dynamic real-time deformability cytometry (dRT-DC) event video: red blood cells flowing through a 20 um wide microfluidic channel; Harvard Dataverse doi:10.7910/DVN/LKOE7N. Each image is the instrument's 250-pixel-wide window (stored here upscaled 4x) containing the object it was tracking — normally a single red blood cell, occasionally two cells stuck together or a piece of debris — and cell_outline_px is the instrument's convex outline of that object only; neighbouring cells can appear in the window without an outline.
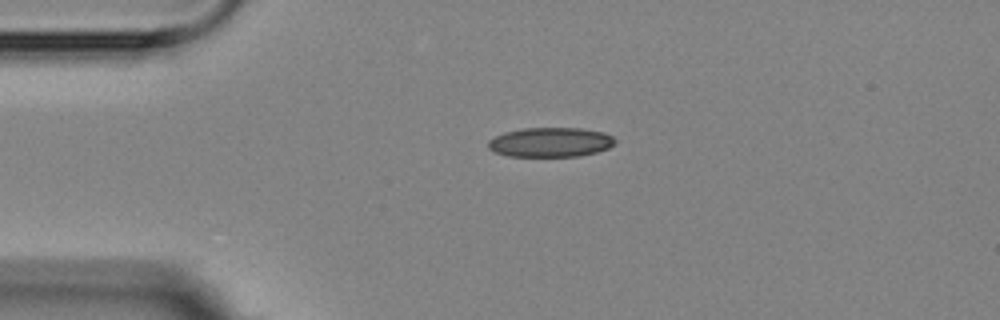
{"species": "Egyptian fruit bat (a non-hibernating species)", "species_latin": "Rousettus aegyptiacus", "temperature_condition": "room temperature", "stored_images_in_passage": 3, "camera_frame_rate_fps": 3000, "um_per_image_px": 0.085, "animal": {"sex": "female"}, "frame": {"image": 1, "passage_image": 1, "time_ms": 0.0, "image_size_px": [1000, 320], "cell_outline_px": [[616, 144], [608, 148], [596, 152], [580, 156], [508, 156], [496, 152], [488, 148], [488, 140], [504, 132], [524, 128], [580, 128], [604, 132], [612, 136], [616, 140]], "centroid_in_image_um": [46.81, 12.08], "position_along_channel_um": 38.2, "area_um2": 21.85}}
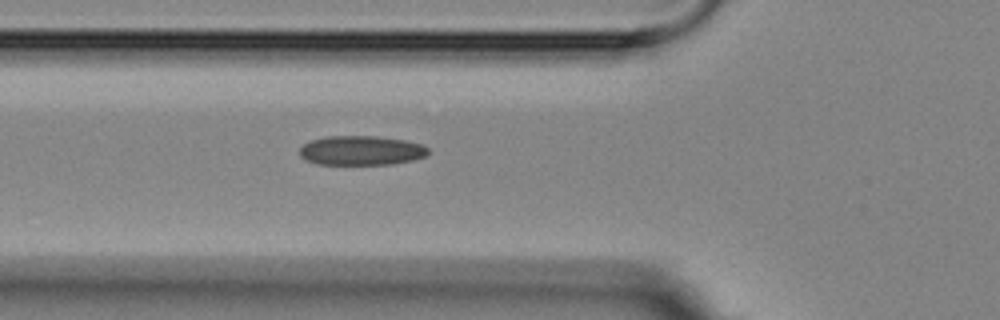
{"frame": {"image": 2, "passage_image": 3, "time_ms": 2.333, "image_size_px": [1000, 320], "cell_outline_px": [[428, 152], [424, 156], [412, 160], [392, 164], [320, 164], [308, 160], [300, 156], [300, 148], [304, 144], [312, 140], [324, 136], [376, 136], [404, 140], [424, 144], [428, 148]], "centroid_in_image_um": [30.72, 12.78], "position_along_channel_um": 95.1, "area_um2": 21.91}}